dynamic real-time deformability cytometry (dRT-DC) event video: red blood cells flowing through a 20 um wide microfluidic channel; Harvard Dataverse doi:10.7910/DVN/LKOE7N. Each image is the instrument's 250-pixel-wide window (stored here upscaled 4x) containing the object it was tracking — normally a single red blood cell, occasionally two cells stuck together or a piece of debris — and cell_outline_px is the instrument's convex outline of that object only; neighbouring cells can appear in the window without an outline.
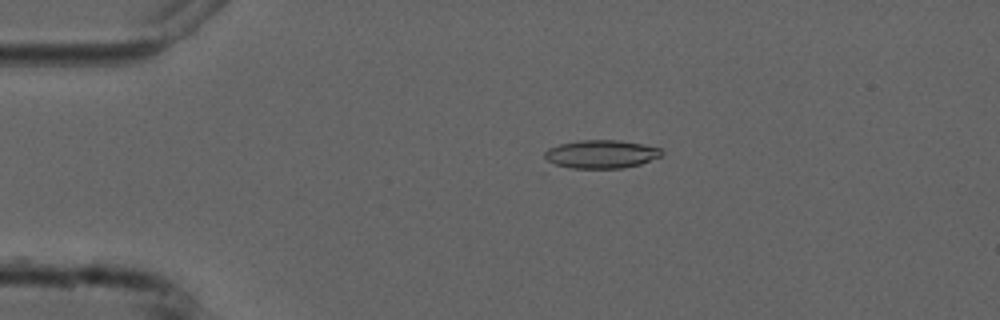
{"species": "common noctule bat (a hibernating species)", "species_latin": "Nyctalus noctula", "temperature_condition": "cold", "stored_images_in_passage": 7, "camera_frame_rate_fps": 3000, "um_per_image_px": 0.085, "animal": {"sex": "male", "forearm_length_mm": 52.5}, "frame": {"image": 1, "passage_image": 3, "time_ms": 2.667, "image_size_px": [1000, 320], "cell_outline_px": [[664, 152], [660, 156], [640, 164], [624, 168], [572, 168], [556, 164], [548, 160], [544, 156], [544, 152], [548, 148], [560, 144], [580, 140], [620, 140], [644, 144], [660, 148]], "centroid_in_image_um": [51.12, 13.09], "position_along_channel_um": 33.9, "area_um2": 19.19}}
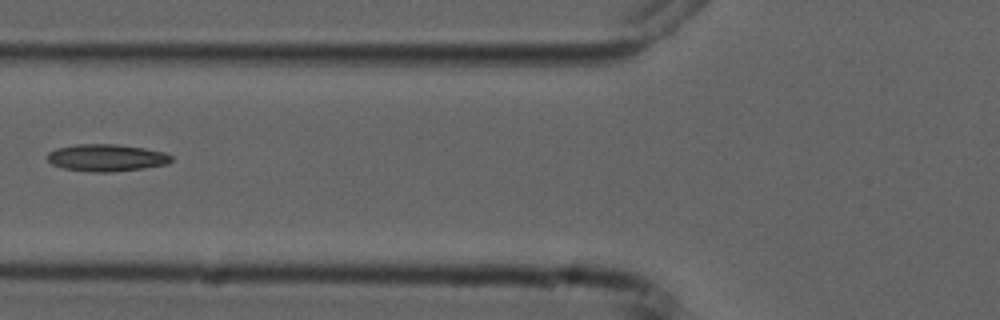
{"frame": {"image": 2, "passage_image": 6, "time_ms": 6.0, "image_size_px": [1000, 320], "cell_outline_px": [[172, 160], [168, 164], [144, 168], [112, 172], [92, 172], [64, 168], [52, 164], [44, 156], [48, 152], [56, 148], [76, 144], [116, 144], [144, 148], [164, 152], [172, 156]], "centroid_in_image_um": [9.03, 13.4], "position_along_channel_um": 116.8, "area_um2": 19.71}}
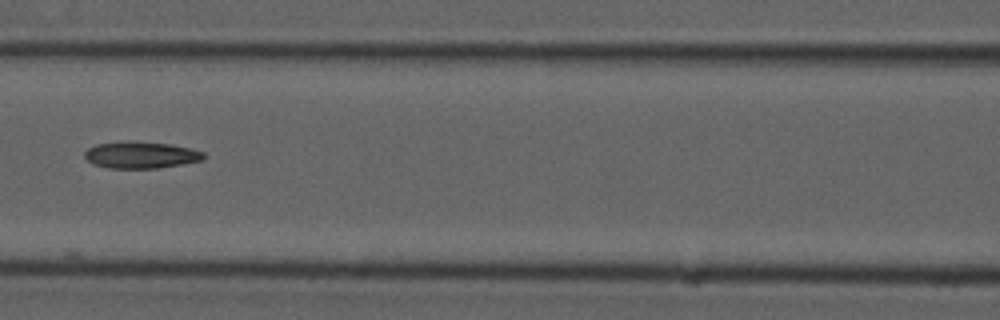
{"frame": {"image": 3, "passage_image": 7, "time_ms": 7.0, "image_size_px": [1000, 320], "cell_outline_px": [[208, 156], [204, 160], [156, 168], [108, 168], [92, 164], [84, 156], [84, 152], [88, 148], [96, 144], [172, 144], [192, 148], [204, 152]], "centroid_in_image_um": [12.04, 13.22], "position_along_channel_um": 154.6, "area_um2": 17.74}}